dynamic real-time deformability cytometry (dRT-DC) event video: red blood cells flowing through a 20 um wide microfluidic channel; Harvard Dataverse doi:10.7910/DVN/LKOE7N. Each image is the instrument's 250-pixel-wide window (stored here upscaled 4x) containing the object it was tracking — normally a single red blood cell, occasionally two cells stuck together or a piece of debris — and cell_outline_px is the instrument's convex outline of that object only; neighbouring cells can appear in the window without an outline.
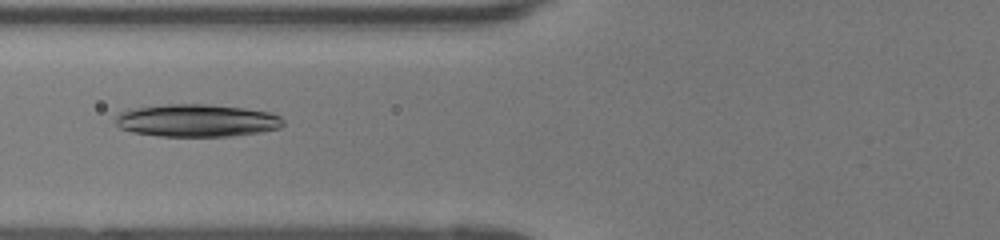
{"species": "human", "species_latin": "Homo sapiens", "temperature_condition": "room temperature", "stored_images_in_passage": 33, "camera_frame_rate_fps": 3000, "um_per_image_px": 0.085, "donor": {"sex": "female"}, "frame": {"image": 1, "passage_image": 4, "time_ms": 1.0, "image_size_px": [1000, 240], "cell_outline_px": [[284, 124], [280, 128], [260, 132], [232, 136], [160, 136], [132, 132], [120, 128], [116, 124], [116, 116], [120, 112], [128, 108], [168, 104], [208, 104], [244, 108], [268, 112], [280, 116], [284, 120]], "centroid_in_image_um": [16.71, 10.24], "position_along_channel_um": 109.1, "area_um2": 32.02}}
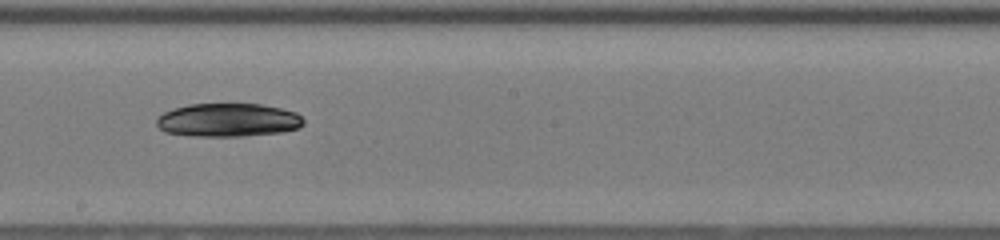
{"frame": {"image": 2, "passage_image": 13, "time_ms": 4.0, "image_size_px": [1000, 240], "cell_outline_px": [[304, 124], [300, 128], [284, 132], [244, 136], [188, 136], [164, 132], [156, 124], [156, 120], [164, 112], [188, 104], [260, 104], [280, 108], [296, 112], [304, 120]], "centroid_in_image_um": [19.41, 10.21], "position_along_channel_um": 228.8, "area_um2": 28.78}}
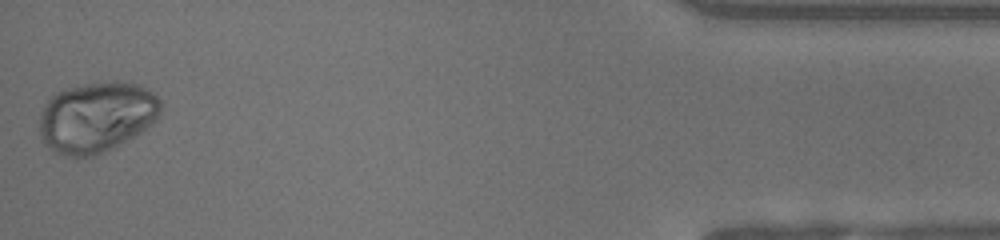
{"frame": {"image": 3, "passage_image": 33, "time_ms": 10.667, "image_size_px": [1000, 240], "cell_outline_px": [[160, 112], [156, 120], [152, 124], [140, 132], [120, 144], [104, 152], [92, 156], [76, 160], [60, 156], [44, 144], [40, 132], [40, 116], [48, 100], [56, 92], [68, 88], [84, 84], [112, 80], [120, 80], [136, 84], [148, 88], [160, 100]], "centroid_in_image_um": [8.2, 9.97], "position_along_channel_um": 427.0, "area_um2": 50.4}}